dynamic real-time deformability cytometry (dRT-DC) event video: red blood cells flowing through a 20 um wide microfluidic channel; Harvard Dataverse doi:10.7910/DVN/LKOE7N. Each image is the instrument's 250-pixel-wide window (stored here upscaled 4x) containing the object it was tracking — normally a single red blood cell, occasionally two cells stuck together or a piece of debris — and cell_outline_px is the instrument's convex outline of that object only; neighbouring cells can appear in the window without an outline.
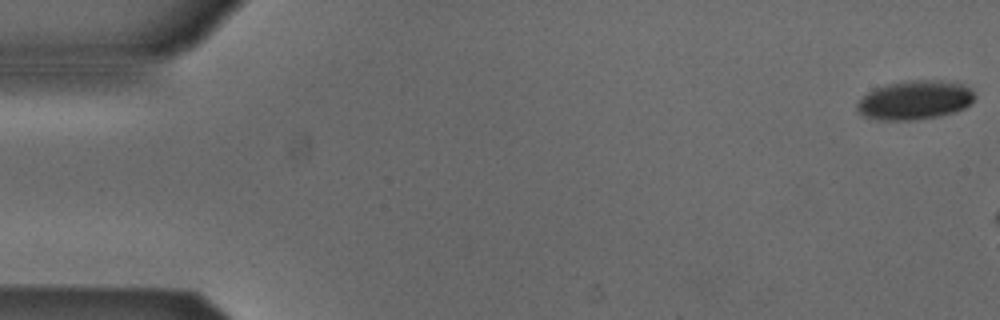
{"species": "Egyptian fruit bat (a non-hibernating species)", "species_latin": "Rousettus aegyptiacus", "temperature_condition": "cold", "stored_images_in_passage": 7, "camera_frame_rate_fps": 3000, "um_per_image_px": 0.085, "animal": {"sex": "male"}, "frame": {"image": 1, "passage_image": 1, "time_ms": 0.0, "image_size_px": [1000, 320], "cell_outline_px": [[976, 96], [964, 108], [956, 112], [940, 116], [916, 120], [880, 120], [864, 116], [856, 108], [856, 104], [868, 92], [876, 88], [888, 84], [912, 80], [940, 80], [964, 84], [972, 88]], "centroid_in_image_um": [77.8, 8.51], "position_along_channel_um": 7.2, "area_um2": 26.76}}